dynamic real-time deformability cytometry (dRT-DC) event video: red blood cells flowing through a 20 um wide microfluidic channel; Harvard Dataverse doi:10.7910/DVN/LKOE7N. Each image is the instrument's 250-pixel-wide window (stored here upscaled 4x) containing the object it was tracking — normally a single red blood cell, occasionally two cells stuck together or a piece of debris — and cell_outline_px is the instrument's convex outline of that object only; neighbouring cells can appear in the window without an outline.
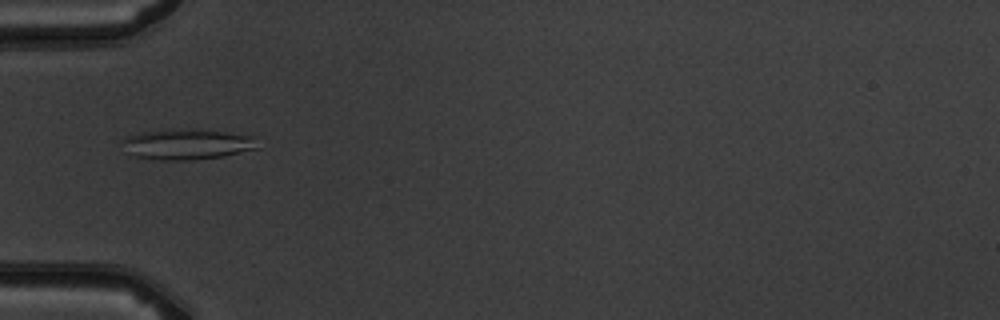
{"species": "common noctule bat (a hibernating species)", "species_latin": "Nyctalus noctula", "temperature_condition": "warm", "stored_images_in_passage": 6, "camera_frame_rate_fps": 3000, "um_per_image_px": 0.085, "animal": {"sex": "male", "body_mass_g": 19.5, "forearm_length_mm": 54.6}, "frame": {"image": 1, "passage_image": 5, "time_ms": 4.667, "image_size_px": [1000, 320], "cell_outline_px": [[260, 148], [224, 156], [192, 160], [160, 160], [136, 156], [128, 152], [120, 140], [128, 136], [140, 132], [196, 128], [256, 136]], "centroid_in_image_um": [15.98, 12.25], "position_along_channel_um": 69.0, "area_um2": 24.28}}
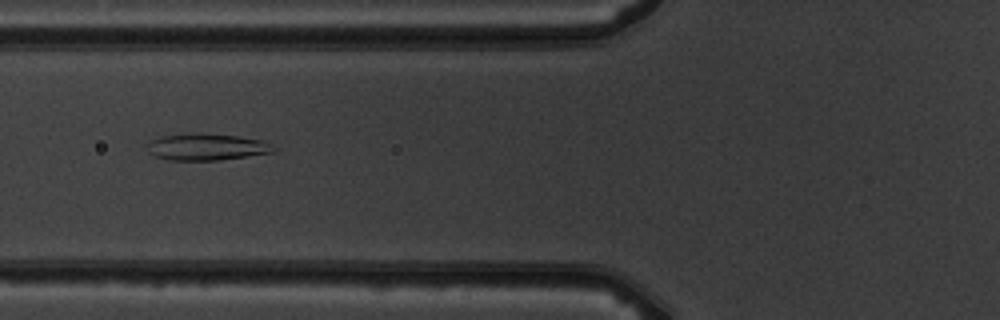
{"frame": {"image": 2, "passage_image": 6, "time_ms": 5.667, "image_size_px": [1000, 320], "cell_outline_px": [[272, 152], [216, 160], [168, 160], [156, 156], [148, 152], [144, 144], [160, 136], [188, 132], [200, 132], [236, 136], [260, 140], [268, 144]], "centroid_in_image_um": [17.38, 12.47], "position_along_channel_um": 108.4, "area_um2": 19.48}}